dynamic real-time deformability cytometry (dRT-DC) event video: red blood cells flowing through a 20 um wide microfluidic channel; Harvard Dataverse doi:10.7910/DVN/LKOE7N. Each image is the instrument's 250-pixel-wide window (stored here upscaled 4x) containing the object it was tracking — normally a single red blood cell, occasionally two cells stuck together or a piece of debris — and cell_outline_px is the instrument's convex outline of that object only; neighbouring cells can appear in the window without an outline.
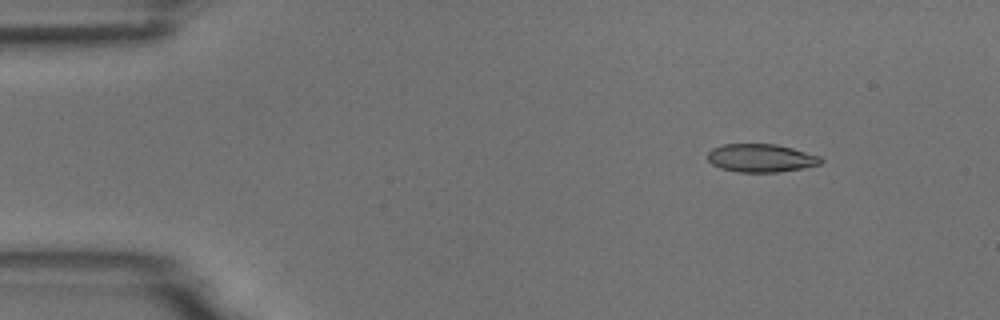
{"species": "common noctule bat (a hibernating species)", "species_latin": "Nyctalus noctula", "temperature_condition": "room temperature", "stored_images_in_passage": 4, "camera_frame_rate_fps": 3000, "um_per_image_px": 0.085, "animal": {"sex": "male", "body_mass_g": 18.8}, "frame": {"image": 1, "passage_image": 2, "time_ms": 1.333, "image_size_px": [1000, 320], "cell_outline_px": [[824, 160], [820, 164], [780, 172], [740, 172], [720, 168], [712, 164], [708, 160], [708, 152], [712, 148], [724, 144], [776, 144], [792, 148], [820, 156]], "centroid_in_image_um": [64.67, 13.43], "position_along_channel_um": 20.3, "area_um2": 18.5}}
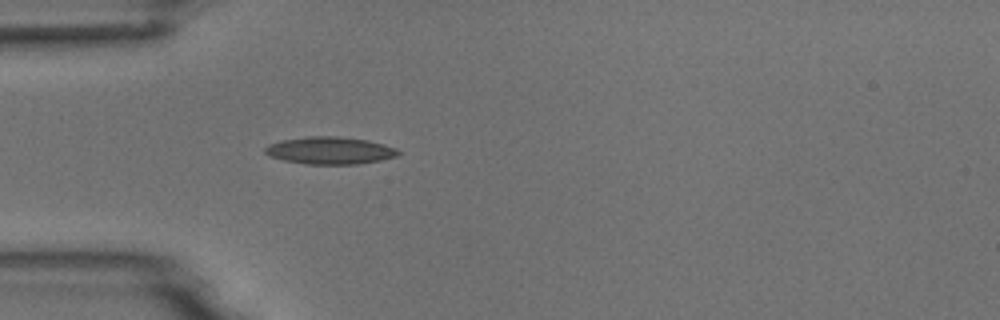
{"frame": {"image": 2, "passage_image": 4, "time_ms": 4.333, "image_size_px": [1000, 320], "cell_outline_px": [[400, 152], [396, 156], [380, 160], [360, 164], [304, 164], [284, 160], [268, 156], [264, 152], [264, 148], [268, 144], [280, 140], [308, 136], [340, 136], [368, 140], [384, 144], [396, 148]], "centroid_in_image_um": [28.01, 12.79], "position_along_channel_um": 57.0, "area_um2": 21.39}}